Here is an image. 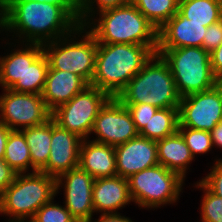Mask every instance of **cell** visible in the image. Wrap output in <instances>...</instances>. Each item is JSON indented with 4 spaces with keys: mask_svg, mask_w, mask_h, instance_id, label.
Here are the masks:
<instances>
[{
    "mask_svg": "<svg viewBox=\"0 0 222 222\" xmlns=\"http://www.w3.org/2000/svg\"><path fill=\"white\" fill-rule=\"evenodd\" d=\"M130 1L131 0H78L79 26H84L86 24V21L88 22L93 19L91 17L93 16V14L96 13V11L93 10L95 7L92 6H94L95 4L96 6H98L96 7V9H99L98 11L101 12L110 8H115L127 4Z\"/></svg>",
    "mask_w": 222,
    "mask_h": 222,
    "instance_id": "4dcf8cb0",
    "label": "cell"
},
{
    "mask_svg": "<svg viewBox=\"0 0 222 222\" xmlns=\"http://www.w3.org/2000/svg\"><path fill=\"white\" fill-rule=\"evenodd\" d=\"M178 110L179 127L211 132L222 121V82L181 97Z\"/></svg>",
    "mask_w": 222,
    "mask_h": 222,
    "instance_id": "8fae6325",
    "label": "cell"
},
{
    "mask_svg": "<svg viewBox=\"0 0 222 222\" xmlns=\"http://www.w3.org/2000/svg\"><path fill=\"white\" fill-rule=\"evenodd\" d=\"M178 131L189 147L192 156L204 154L211 150L213 146L211 134L205 130H195L189 127H179Z\"/></svg>",
    "mask_w": 222,
    "mask_h": 222,
    "instance_id": "83f0119b",
    "label": "cell"
},
{
    "mask_svg": "<svg viewBox=\"0 0 222 222\" xmlns=\"http://www.w3.org/2000/svg\"><path fill=\"white\" fill-rule=\"evenodd\" d=\"M82 140L77 134L60 127L52 119L50 155L47 165L41 172L57 178L59 175L77 168Z\"/></svg>",
    "mask_w": 222,
    "mask_h": 222,
    "instance_id": "5bb4252c",
    "label": "cell"
},
{
    "mask_svg": "<svg viewBox=\"0 0 222 222\" xmlns=\"http://www.w3.org/2000/svg\"><path fill=\"white\" fill-rule=\"evenodd\" d=\"M88 222H133L131 219L121 216L120 213H108V214H101L100 218L97 221H93L91 219Z\"/></svg>",
    "mask_w": 222,
    "mask_h": 222,
    "instance_id": "74e56055",
    "label": "cell"
},
{
    "mask_svg": "<svg viewBox=\"0 0 222 222\" xmlns=\"http://www.w3.org/2000/svg\"><path fill=\"white\" fill-rule=\"evenodd\" d=\"M207 27L177 12L158 30L157 48L202 47Z\"/></svg>",
    "mask_w": 222,
    "mask_h": 222,
    "instance_id": "2e32d148",
    "label": "cell"
},
{
    "mask_svg": "<svg viewBox=\"0 0 222 222\" xmlns=\"http://www.w3.org/2000/svg\"><path fill=\"white\" fill-rule=\"evenodd\" d=\"M196 184L205 193L200 209L202 222H222V197L213 194L201 181Z\"/></svg>",
    "mask_w": 222,
    "mask_h": 222,
    "instance_id": "f1b7e54d",
    "label": "cell"
},
{
    "mask_svg": "<svg viewBox=\"0 0 222 222\" xmlns=\"http://www.w3.org/2000/svg\"><path fill=\"white\" fill-rule=\"evenodd\" d=\"M123 105L126 106L129 112L131 113L133 122L139 133L144 129L148 121L158 110L157 107L146 103Z\"/></svg>",
    "mask_w": 222,
    "mask_h": 222,
    "instance_id": "1f68e13d",
    "label": "cell"
},
{
    "mask_svg": "<svg viewBox=\"0 0 222 222\" xmlns=\"http://www.w3.org/2000/svg\"><path fill=\"white\" fill-rule=\"evenodd\" d=\"M109 98L106 92L88 85L70 101L53 110L51 118L60 127L83 140L88 139L98 112Z\"/></svg>",
    "mask_w": 222,
    "mask_h": 222,
    "instance_id": "9c48e42d",
    "label": "cell"
},
{
    "mask_svg": "<svg viewBox=\"0 0 222 222\" xmlns=\"http://www.w3.org/2000/svg\"><path fill=\"white\" fill-rule=\"evenodd\" d=\"M78 167L94 179L117 175L114 146L82 140Z\"/></svg>",
    "mask_w": 222,
    "mask_h": 222,
    "instance_id": "d6986e66",
    "label": "cell"
},
{
    "mask_svg": "<svg viewBox=\"0 0 222 222\" xmlns=\"http://www.w3.org/2000/svg\"><path fill=\"white\" fill-rule=\"evenodd\" d=\"M158 46L98 43L91 86L117 97L156 53Z\"/></svg>",
    "mask_w": 222,
    "mask_h": 222,
    "instance_id": "7a4b0ae2",
    "label": "cell"
},
{
    "mask_svg": "<svg viewBox=\"0 0 222 222\" xmlns=\"http://www.w3.org/2000/svg\"><path fill=\"white\" fill-rule=\"evenodd\" d=\"M158 163L170 171L186 177L188 164L194 160L189 147L179 131L157 140Z\"/></svg>",
    "mask_w": 222,
    "mask_h": 222,
    "instance_id": "44dd1931",
    "label": "cell"
},
{
    "mask_svg": "<svg viewBox=\"0 0 222 222\" xmlns=\"http://www.w3.org/2000/svg\"><path fill=\"white\" fill-rule=\"evenodd\" d=\"M3 159L17 174L26 173L29 166L31 167L29 147L20 130L10 132Z\"/></svg>",
    "mask_w": 222,
    "mask_h": 222,
    "instance_id": "d4e9b609",
    "label": "cell"
},
{
    "mask_svg": "<svg viewBox=\"0 0 222 222\" xmlns=\"http://www.w3.org/2000/svg\"><path fill=\"white\" fill-rule=\"evenodd\" d=\"M12 130L0 122V159L4 158L8 136Z\"/></svg>",
    "mask_w": 222,
    "mask_h": 222,
    "instance_id": "f35d334b",
    "label": "cell"
},
{
    "mask_svg": "<svg viewBox=\"0 0 222 222\" xmlns=\"http://www.w3.org/2000/svg\"><path fill=\"white\" fill-rule=\"evenodd\" d=\"M168 63L180 97L213 88L220 81L211 69L210 53L202 47L157 48Z\"/></svg>",
    "mask_w": 222,
    "mask_h": 222,
    "instance_id": "8992f818",
    "label": "cell"
},
{
    "mask_svg": "<svg viewBox=\"0 0 222 222\" xmlns=\"http://www.w3.org/2000/svg\"><path fill=\"white\" fill-rule=\"evenodd\" d=\"M178 12L189 22L208 27L222 19V0H179Z\"/></svg>",
    "mask_w": 222,
    "mask_h": 222,
    "instance_id": "603a6c76",
    "label": "cell"
},
{
    "mask_svg": "<svg viewBox=\"0 0 222 222\" xmlns=\"http://www.w3.org/2000/svg\"><path fill=\"white\" fill-rule=\"evenodd\" d=\"M85 28L80 25L73 31V35L69 34L42 46L50 69L75 73L90 85L95 72L98 42L89 31L86 32ZM81 33H86L82 36L84 38L79 42L74 41L75 35L79 34V37Z\"/></svg>",
    "mask_w": 222,
    "mask_h": 222,
    "instance_id": "52a82bcc",
    "label": "cell"
},
{
    "mask_svg": "<svg viewBox=\"0 0 222 222\" xmlns=\"http://www.w3.org/2000/svg\"><path fill=\"white\" fill-rule=\"evenodd\" d=\"M56 178L41 171L17 174L15 180L0 196V214L9 216V222H27L26 219L56 195Z\"/></svg>",
    "mask_w": 222,
    "mask_h": 222,
    "instance_id": "5b68a950",
    "label": "cell"
},
{
    "mask_svg": "<svg viewBox=\"0 0 222 222\" xmlns=\"http://www.w3.org/2000/svg\"><path fill=\"white\" fill-rule=\"evenodd\" d=\"M222 42V19L207 27L202 48L211 53Z\"/></svg>",
    "mask_w": 222,
    "mask_h": 222,
    "instance_id": "836d02e7",
    "label": "cell"
},
{
    "mask_svg": "<svg viewBox=\"0 0 222 222\" xmlns=\"http://www.w3.org/2000/svg\"><path fill=\"white\" fill-rule=\"evenodd\" d=\"M178 128V108L158 109L139 133V136L157 141L174 134Z\"/></svg>",
    "mask_w": 222,
    "mask_h": 222,
    "instance_id": "cb8c5ba5",
    "label": "cell"
},
{
    "mask_svg": "<svg viewBox=\"0 0 222 222\" xmlns=\"http://www.w3.org/2000/svg\"><path fill=\"white\" fill-rule=\"evenodd\" d=\"M92 201L96 213H117L118 209L132 201L128 180L119 175L95 179Z\"/></svg>",
    "mask_w": 222,
    "mask_h": 222,
    "instance_id": "ac0fdd59",
    "label": "cell"
},
{
    "mask_svg": "<svg viewBox=\"0 0 222 222\" xmlns=\"http://www.w3.org/2000/svg\"><path fill=\"white\" fill-rule=\"evenodd\" d=\"M43 52L41 44L25 43V49L0 58V84L3 89H11L15 84H23V75L31 63Z\"/></svg>",
    "mask_w": 222,
    "mask_h": 222,
    "instance_id": "ffe728a7",
    "label": "cell"
},
{
    "mask_svg": "<svg viewBox=\"0 0 222 222\" xmlns=\"http://www.w3.org/2000/svg\"><path fill=\"white\" fill-rule=\"evenodd\" d=\"M122 104L146 103L163 108H179L173 75L163 57L154 53L116 97Z\"/></svg>",
    "mask_w": 222,
    "mask_h": 222,
    "instance_id": "277c9868",
    "label": "cell"
},
{
    "mask_svg": "<svg viewBox=\"0 0 222 222\" xmlns=\"http://www.w3.org/2000/svg\"><path fill=\"white\" fill-rule=\"evenodd\" d=\"M28 222H77L65 206L54 204L51 200L44 204Z\"/></svg>",
    "mask_w": 222,
    "mask_h": 222,
    "instance_id": "f546056e",
    "label": "cell"
},
{
    "mask_svg": "<svg viewBox=\"0 0 222 222\" xmlns=\"http://www.w3.org/2000/svg\"><path fill=\"white\" fill-rule=\"evenodd\" d=\"M4 92L0 96V122L11 130L39 126L51 119L52 112L42 94L20 93L11 89H4Z\"/></svg>",
    "mask_w": 222,
    "mask_h": 222,
    "instance_id": "30bf717a",
    "label": "cell"
},
{
    "mask_svg": "<svg viewBox=\"0 0 222 222\" xmlns=\"http://www.w3.org/2000/svg\"><path fill=\"white\" fill-rule=\"evenodd\" d=\"M64 181V183H63ZM95 179L79 167L56 178V193L64 186L65 207L77 222H88L94 213L92 194Z\"/></svg>",
    "mask_w": 222,
    "mask_h": 222,
    "instance_id": "4fadbf2b",
    "label": "cell"
},
{
    "mask_svg": "<svg viewBox=\"0 0 222 222\" xmlns=\"http://www.w3.org/2000/svg\"><path fill=\"white\" fill-rule=\"evenodd\" d=\"M49 69L48 59L42 52L23 75V84H15L11 90L20 93L42 94Z\"/></svg>",
    "mask_w": 222,
    "mask_h": 222,
    "instance_id": "4316f807",
    "label": "cell"
},
{
    "mask_svg": "<svg viewBox=\"0 0 222 222\" xmlns=\"http://www.w3.org/2000/svg\"><path fill=\"white\" fill-rule=\"evenodd\" d=\"M99 14L84 25L98 43L158 46V30L131 2Z\"/></svg>",
    "mask_w": 222,
    "mask_h": 222,
    "instance_id": "3957f363",
    "label": "cell"
},
{
    "mask_svg": "<svg viewBox=\"0 0 222 222\" xmlns=\"http://www.w3.org/2000/svg\"><path fill=\"white\" fill-rule=\"evenodd\" d=\"M127 180L132 202L144 208L175 203L184 183L179 174L160 164L137 172Z\"/></svg>",
    "mask_w": 222,
    "mask_h": 222,
    "instance_id": "ba28073f",
    "label": "cell"
},
{
    "mask_svg": "<svg viewBox=\"0 0 222 222\" xmlns=\"http://www.w3.org/2000/svg\"><path fill=\"white\" fill-rule=\"evenodd\" d=\"M213 146L222 148V121L219 122L214 129L210 132Z\"/></svg>",
    "mask_w": 222,
    "mask_h": 222,
    "instance_id": "ab89813d",
    "label": "cell"
},
{
    "mask_svg": "<svg viewBox=\"0 0 222 222\" xmlns=\"http://www.w3.org/2000/svg\"><path fill=\"white\" fill-rule=\"evenodd\" d=\"M117 175L128 179L133 174L158 165L155 140L138 136L114 147Z\"/></svg>",
    "mask_w": 222,
    "mask_h": 222,
    "instance_id": "9a60e30c",
    "label": "cell"
},
{
    "mask_svg": "<svg viewBox=\"0 0 222 222\" xmlns=\"http://www.w3.org/2000/svg\"><path fill=\"white\" fill-rule=\"evenodd\" d=\"M91 133L93 141L117 146L139 136L131 113L116 97H110L101 107Z\"/></svg>",
    "mask_w": 222,
    "mask_h": 222,
    "instance_id": "7c38bea8",
    "label": "cell"
},
{
    "mask_svg": "<svg viewBox=\"0 0 222 222\" xmlns=\"http://www.w3.org/2000/svg\"><path fill=\"white\" fill-rule=\"evenodd\" d=\"M210 62L214 76L222 82V42L210 53Z\"/></svg>",
    "mask_w": 222,
    "mask_h": 222,
    "instance_id": "8d00e7d4",
    "label": "cell"
},
{
    "mask_svg": "<svg viewBox=\"0 0 222 222\" xmlns=\"http://www.w3.org/2000/svg\"><path fill=\"white\" fill-rule=\"evenodd\" d=\"M88 85L82 77L75 73L49 68L42 98L52 112L60 105L70 101Z\"/></svg>",
    "mask_w": 222,
    "mask_h": 222,
    "instance_id": "e0dca14e",
    "label": "cell"
},
{
    "mask_svg": "<svg viewBox=\"0 0 222 222\" xmlns=\"http://www.w3.org/2000/svg\"><path fill=\"white\" fill-rule=\"evenodd\" d=\"M28 144L31 156L32 172L41 171L50 155L52 138V118L46 123L20 130Z\"/></svg>",
    "mask_w": 222,
    "mask_h": 222,
    "instance_id": "7402d4cb",
    "label": "cell"
},
{
    "mask_svg": "<svg viewBox=\"0 0 222 222\" xmlns=\"http://www.w3.org/2000/svg\"><path fill=\"white\" fill-rule=\"evenodd\" d=\"M0 27L17 32L23 44L43 45L72 34L79 25L60 6L32 1L1 2Z\"/></svg>",
    "mask_w": 222,
    "mask_h": 222,
    "instance_id": "6da1fadb",
    "label": "cell"
},
{
    "mask_svg": "<svg viewBox=\"0 0 222 222\" xmlns=\"http://www.w3.org/2000/svg\"><path fill=\"white\" fill-rule=\"evenodd\" d=\"M17 172H15L5 161L0 159V196L5 189L15 180Z\"/></svg>",
    "mask_w": 222,
    "mask_h": 222,
    "instance_id": "d590c367",
    "label": "cell"
},
{
    "mask_svg": "<svg viewBox=\"0 0 222 222\" xmlns=\"http://www.w3.org/2000/svg\"><path fill=\"white\" fill-rule=\"evenodd\" d=\"M159 30L178 12L179 0L130 1Z\"/></svg>",
    "mask_w": 222,
    "mask_h": 222,
    "instance_id": "484cf974",
    "label": "cell"
},
{
    "mask_svg": "<svg viewBox=\"0 0 222 222\" xmlns=\"http://www.w3.org/2000/svg\"><path fill=\"white\" fill-rule=\"evenodd\" d=\"M34 2L48 3L60 6L78 25H79V7L78 0H1V2Z\"/></svg>",
    "mask_w": 222,
    "mask_h": 222,
    "instance_id": "e575fe53",
    "label": "cell"
},
{
    "mask_svg": "<svg viewBox=\"0 0 222 222\" xmlns=\"http://www.w3.org/2000/svg\"><path fill=\"white\" fill-rule=\"evenodd\" d=\"M201 182L215 195L222 197V159H217L211 172Z\"/></svg>",
    "mask_w": 222,
    "mask_h": 222,
    "instance_id": "d6a6232c",
    "label": "cell"
}]
</instances>
